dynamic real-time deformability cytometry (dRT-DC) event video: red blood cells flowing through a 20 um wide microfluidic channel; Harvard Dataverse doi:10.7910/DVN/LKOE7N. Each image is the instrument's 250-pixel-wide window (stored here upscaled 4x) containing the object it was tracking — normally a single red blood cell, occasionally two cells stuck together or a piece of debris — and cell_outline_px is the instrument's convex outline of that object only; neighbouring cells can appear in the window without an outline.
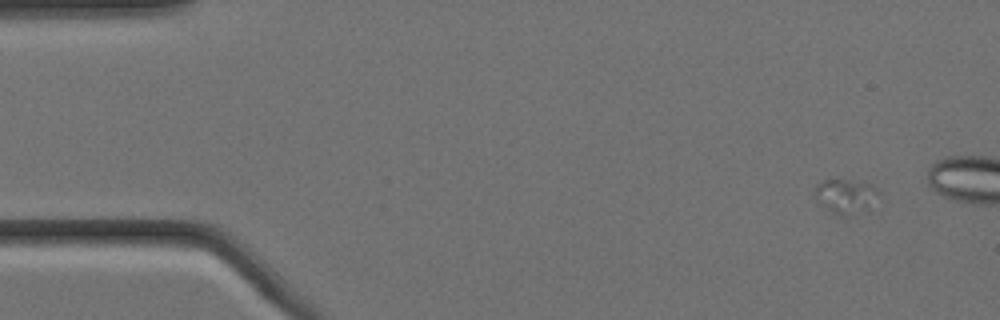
{"species": "Egyptian fruit bat (a non-hibernating species)", "species_latin": "Rousettus aegyptiacus", "temperature_condition": "cold", "stored_images_in_passage": 5, "camera_frame_rate_fps": 3000, "um_per_image_px": 0.085, "animal": {"sex": "female"}, "frame": {"image": 1, "passage_image": 2, "time_ms": 0.333, "image_size_px": [1000, 320], "cell_outline_px": [[872, 188], [868, 208], [844, 216], [832, 212], [820, 204], [812, 196], [816, 184], [824, 180], [844, 180], [868, 184]], "centroid_in_image_um": [71.64, 16.67], "position_along_channel_um": 13.4, "area_um2": 11.68}}